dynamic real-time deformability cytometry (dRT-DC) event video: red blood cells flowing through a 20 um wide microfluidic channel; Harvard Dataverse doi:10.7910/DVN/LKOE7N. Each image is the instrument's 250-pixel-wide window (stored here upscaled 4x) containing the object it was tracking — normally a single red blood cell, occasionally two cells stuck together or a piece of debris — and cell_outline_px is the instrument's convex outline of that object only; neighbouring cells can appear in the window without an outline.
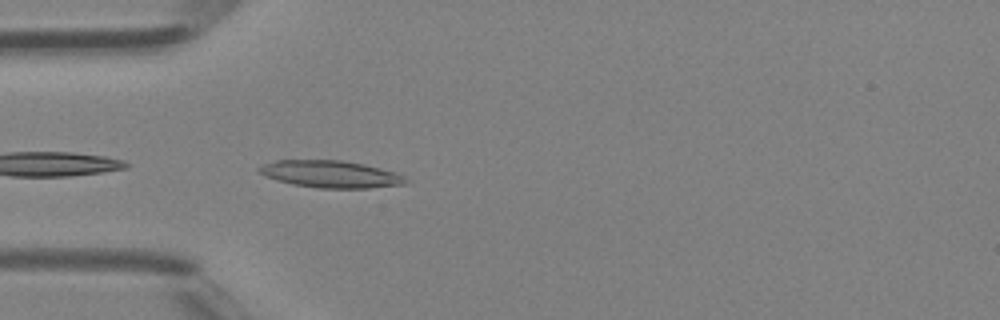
{"species": "Egyptian fruit bat (a non-hibernating species)", "species_latin": "Rousettus aegyptiacus", "temperature_condition": "room temperature", "stored_images_in_passage": 33, "camera_frame_rate_fps": 3000, "um_per_image_px": 0.085, "animal": {"sex": "female"}, "frame": {"image": 1, "passage_image": 1, "time_ms": 0.0, "image_size_px": [1000, 320], "cell_outline_px": [[408, 180], [404, 184], [368, 188], [316, 188], [292, 184], [276, 180], [260, 172], [256, 168], [264, 164], [276, 160], [340, 160], [364, 164], [380, 168], [404, 176]], "centroid_in_image_um": [28.08, 14.8], "position_along_channel_um": 56.9, "area_um2": 22.95}}
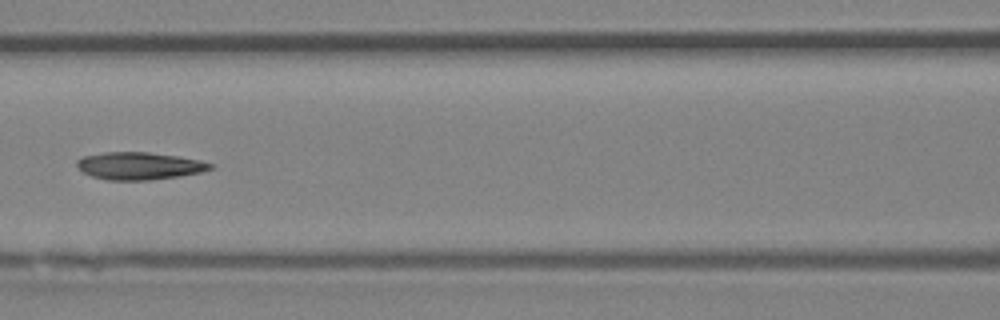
{"frame": {"image": 2, "passage_image": 8, "time_ms": 2.333, "image_size_px": [1000, 320], "cell_outline_px": [[216, 164], [212, 168], [200, 172], [180, 176], [152, 180], [108, 180], [92, 176], [84, 172], [76, 164], [76, 160], [84, 156], [104, 152], [148, 152], [176, 156], [200, 160]], "centroid_in_image_um": [11.86, 14.1], "position_along_channel_um": 154.7, "area_um2": 21.27}}
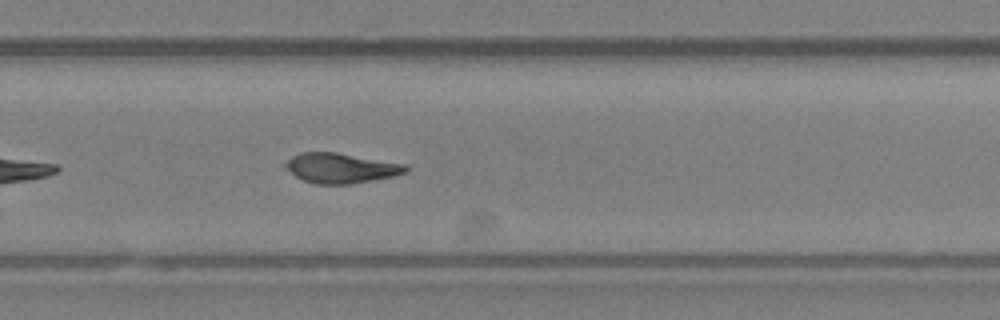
{"frame": {"image": 3, "passage_image": 18, "time_ms": 5.667, "image_size_px": [1000, 320], "cell_outline_px": [[408, 168], [404, 172], [392, 176], [352, 184], [316, 184], [304, 180], [296, 176], [284, 164], [292, 156], [300, 152], [336, 152], [408, 164]], "centroid_in_image_um": [29.0, 14.27], "position_along_channel_um": 300.8, "area_um2": 20.81}, "authors_computed_cell_mechanics": {"area_um2": 20.9236, "velocity_mm_per_s": 4.3963, "shape_relaxation_time_tau1_ms": 8.3634, "shape_relaxation_time_tau2_ms": 1.9138, "deformation_change_tau1": 0.2351, "deformation_change_tau2": 0.0916}}